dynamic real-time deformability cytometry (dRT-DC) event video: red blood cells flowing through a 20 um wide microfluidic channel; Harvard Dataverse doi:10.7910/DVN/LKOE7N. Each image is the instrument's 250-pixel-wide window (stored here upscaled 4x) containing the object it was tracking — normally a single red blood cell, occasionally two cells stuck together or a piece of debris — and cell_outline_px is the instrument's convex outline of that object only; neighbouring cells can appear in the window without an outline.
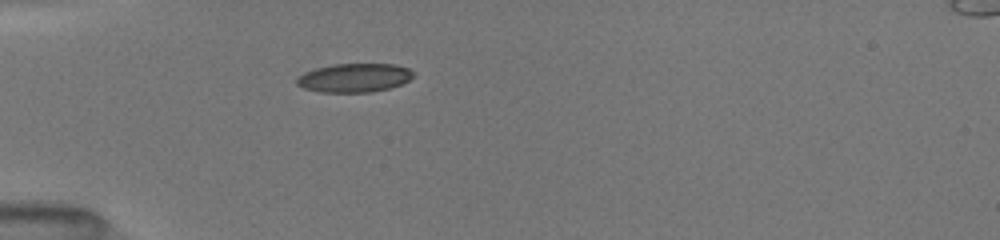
{"species": "common noctule bat (a hibernating species)", "species_latin": "Nyctalus noctula", "temperature_condition": "room temperature", "stored_images_in_passage": 1, "camera_frame_rate_fps": 3000, "um_per_image_px": 0.085, "animal": {"sex": "female", "body_mass_g": 19.5, "forearm_length_mm": 54.1}, "frame": {"image": 1, "passage_image": 1, "time_ms": 0.0, "image_size_px": [1000, 240], "cell_outline_px": [[412, 76], [408, 80], [400, 84], [388, 88], [372, 92], [320, 92], [304, 88], [296, 84], [296, 76], [304, 72], [316, 68], [332, 64], [396, 64], [408, 68], [412, 72]], "centroid_in_image_um": [30.06, 6.61], "position_along_channel_um": 54.9, "area_um2": 19.48}}